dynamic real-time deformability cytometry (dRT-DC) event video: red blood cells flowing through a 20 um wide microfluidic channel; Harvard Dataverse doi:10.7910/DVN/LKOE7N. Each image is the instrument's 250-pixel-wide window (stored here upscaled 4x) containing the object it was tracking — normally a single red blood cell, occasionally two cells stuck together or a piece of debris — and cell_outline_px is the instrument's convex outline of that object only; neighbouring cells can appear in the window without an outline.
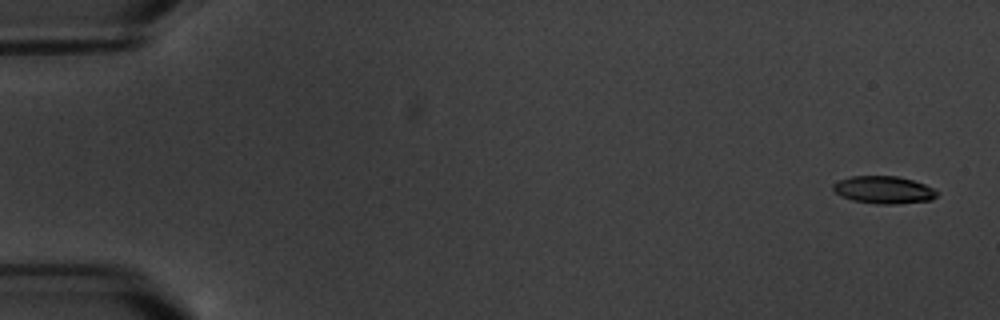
{"species": "common noctule bat (a hibernating species)", "species_latin": "Nyctalus noctula", "temperature_condition": "warm", "stored_images_in_passage": 13, "camera_frame_rate_fps": 3000, "um_per_image_px": 0.085, "animal": {"sex": "male", "body_mass_g": 20.1, "forearm_length_mm": 53.5}, "frame": {"image": 1, "passage_image": 1, "time_ms": 0.0, "image_size_px": [1000, 320], "cell_outline_px": [[940, 192], [932, 200], [896, 204], [876, 204], [852, 200], [840, 196], [832, 188], [832, 184], [840, 180], [852, 176], [896, 176], [912, 180], [924, 184]], "centroid_in_image_um": [75.12, 16.14], "position_along_channel_um": 9.9, "area_um2": 16.65}}
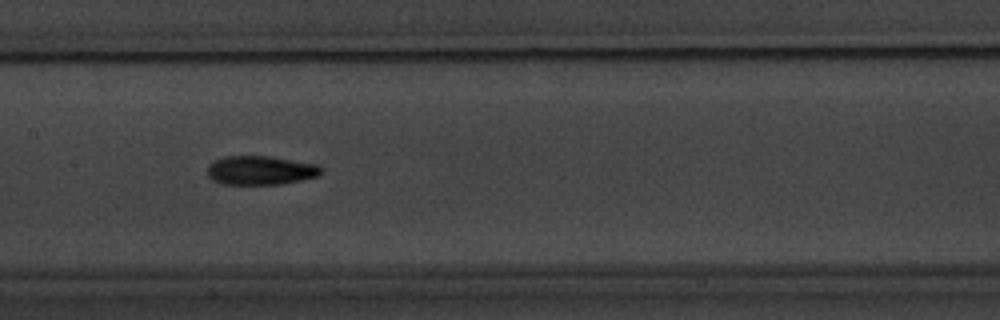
{"frame": {"image": 2, "passage_image": 9, "time_ms": 9.333, "image_size_px": [1000, 320], "cell_outline_px": [[320, 172], [316, 176], [300, 180], [280, 184], [220, 184], [212, 180], [208, 176], [208, 164], [216, 160], [228, 156], [268, 156], [316, 164], [320, 168]], "centroid_in_image_um": [22.08, 14.48], "position_along_channel_um": 185.3, "area_um2": 18.9}}
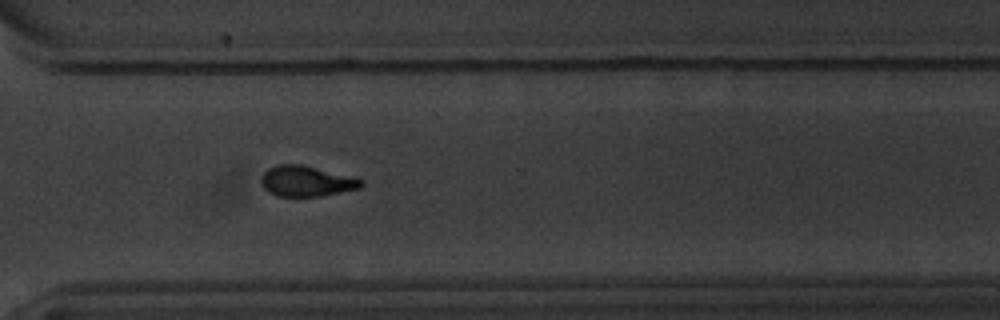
{"frame": {"image": 3, "passage_image": 13, "time_ms": 14.0, "image_size_px": [1000, 320], "cell_outline_px": [[364, 184], [360, 188], [320, 196], [276, 196], [268, 192], [264, 188], [260, 180], [264, 172], [268, 168], [276, 164], [300, 164], [356, 176], [364, 180]], "centroid_in_image_um": [26.08, 15.38], "position_along_channel_um": 344.5, "area_um2": 18.09}}